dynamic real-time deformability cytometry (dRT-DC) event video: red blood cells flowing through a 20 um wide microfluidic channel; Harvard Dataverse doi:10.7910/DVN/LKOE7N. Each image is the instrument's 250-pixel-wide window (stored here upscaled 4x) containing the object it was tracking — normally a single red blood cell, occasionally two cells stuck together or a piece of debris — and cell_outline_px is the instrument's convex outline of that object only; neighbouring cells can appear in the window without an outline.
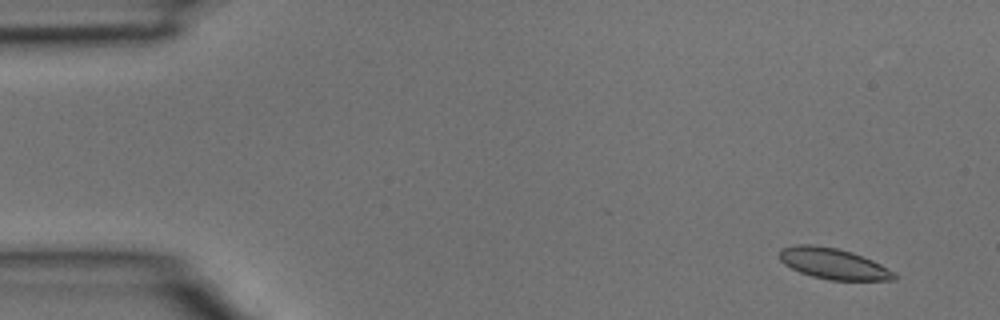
{"species": "common noctule bat (a hibernating species)", "species_latin": "Nyctalus noctula", "temperature_condition": "room temperature", "stored_images_in_passage": 3, "camera_frame_rate_fps": 3000, "um_per_image_px": 0.085, "animal": {"sex": "male", "body_mass_g": 15.6}, "frame": {"image": 1, "passage_image": 1, "time_ms": 0.0, "image_size_px": [1000, 320], "cell_outline_px": [[900, 276], [896, 280], [828, 280], [812, 276], [800, 272], [784, 264], [780, 260], [780, 248], [796, 244], [812, 244], [836, 248], [852, 252], [872, 260], [896, 272]], "centroid_in_image_um": [70.86, 22.41], "position_along_channel_um": 14.1, "area_um2": 20.81}}